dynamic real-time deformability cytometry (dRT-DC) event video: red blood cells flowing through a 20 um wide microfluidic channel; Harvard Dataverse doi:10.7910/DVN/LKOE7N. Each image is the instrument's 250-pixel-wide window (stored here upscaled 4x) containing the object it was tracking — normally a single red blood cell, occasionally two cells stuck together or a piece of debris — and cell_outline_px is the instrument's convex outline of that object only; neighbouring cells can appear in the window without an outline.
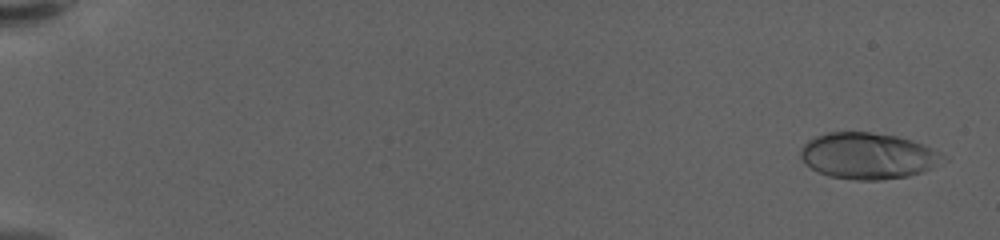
{"species": "human", "species_latin": "Homo sapiens", "temperature_condition": "warm", "stored_images_in_passage": 61, "camera_frame_rate_fps": 3000, "um_per_image_px": 0.085, "donor": {"sex": "female"}, "frame": {"image": 1, "passage_image": 3, "time_ms": 0.667, "image_size_px": [1000, 240], "cell_outline_px": [[940, 160], [932, 168], [908, 176], [880, 180], [856, 180], [832, 176], [820, 172], [812, 168], [800, 156], [800, 148], [808, 140], [816, 136], [828, 132], [868, 132], [896, 136], [912, 140], [936, 152], [940, 156]], "centroid_in_image_um": [73.69, 13.24], "position_along_channel_um": 11.3, "area_um2": 37.45}}
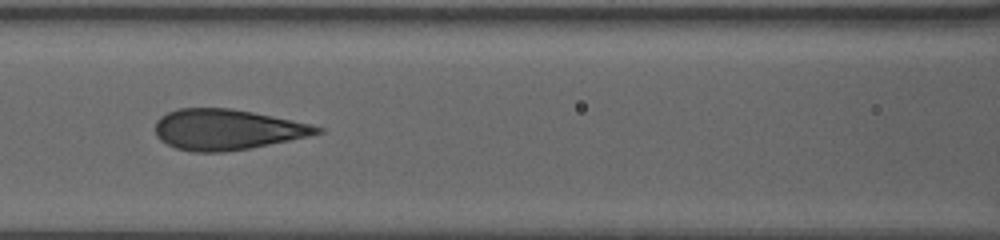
{"frame": {"image": 2, "passage_image": 30, "time_ms": 9.667, "image_size_px": [1000, 240], "cell_outline_px": [[324, 132], [308, 136], [252, 148], [224, 152], [192, 152], [176, 148], [160, 140], [156, 136], [156, 120], [160, 116], [168, 112], [180, 108], [228, 108], [252, 112], [308, 124], [324, 128]], "centroid_in_image_um": [19.25, 11.02], "position_along_channel_um": 147.3, "area_um2": 38.03}}
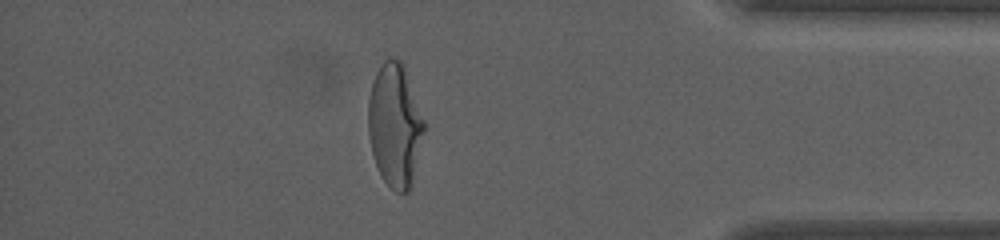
{"frame": {"image": 3, "passage_image": 54, "time_ms": 17.667, "image_size_px": [1000, 240], "cell_outline_px": [[424, 128], [408, 192], [396, 192], [380, 176], [372, 152], [368, 132], [368, 100], [372, 84], [376, 72], [380, 64], [388, 56], [392, 56], [400, 60], [404, 68], [424, 120]], "centroid_in_image_um": [33.52, 10.59], "position_along_channel_um": 401.7, "area_um2": 39.25}, "authors_computed_cell_mechanics": {"area_um2": 38.0324, "velocity_mm_per_s": 3.5139, "shape_relaxation_time_tau1_ms": 5.119, "shape_relaxation_time_tau2_ms": null, "deformation_change_tau1": 0.2387, "deformation_change_tau2": null}}